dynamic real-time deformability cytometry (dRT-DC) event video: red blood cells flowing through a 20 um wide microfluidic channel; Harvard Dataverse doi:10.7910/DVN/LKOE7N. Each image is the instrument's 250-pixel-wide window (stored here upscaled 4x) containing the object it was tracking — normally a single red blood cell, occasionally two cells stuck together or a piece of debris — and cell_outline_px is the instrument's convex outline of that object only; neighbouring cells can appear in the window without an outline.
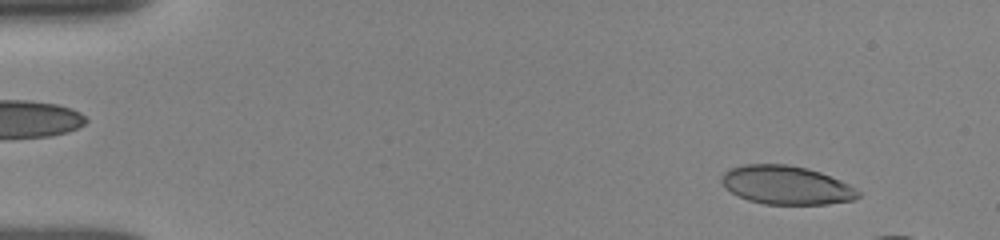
{"species": "human", "species_latin": "Homo sapiens", "temperature_condition": "room temperature", "stored_images_in_passage": 7, "camera_frame_rate_fps": 3000, "um_per_image_px": 0.085, "donor": {"sex": "female"}, "frame": {"image": 1, "passage_image": 1, "time_ms": 0.0, "image_size_px": [1000, 240], "cell_outline_px": [[860, 196], [852, 200], [828, 204], [764, 204], [748, 200], [724, 188], [720, 180], [720, 176], [728, 168], [744, 164], [788, 164], [808, 168], [820, 172], [840, 180], [848, 184], [860, 192]], "centroid_in_image_um": [66.79, 15.72], "position_along_channel_um": 18.2, "area_um2": 30.87}}
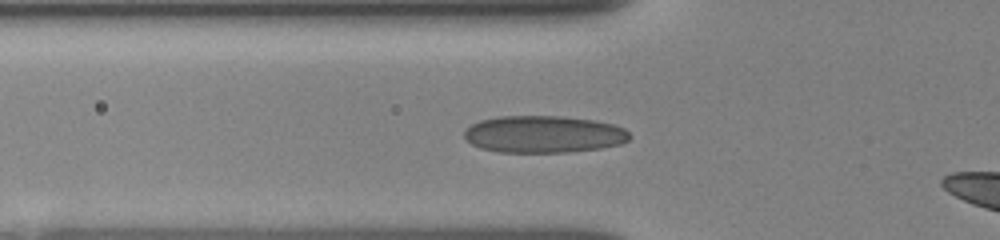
{"frame": {"image": 2, "passage_image": 6, "time_ms": 4.333, "image_size_px": [1000, 240], "cell_outline_px": [[632, 136], [628, 140], [620, 144], [600, 148], [568, 152], [500, 152], [480, 148], [472, 144], [464, 136], [464, 132], [472, 124], [480, 120], [500, 116], [560, 116], [592, 120], [612, 124], [624, 128]], "centroid_in_image_um": [46.22, 11.41], "position_along_channel_um": 79.6, "area_um2": 35.6}}